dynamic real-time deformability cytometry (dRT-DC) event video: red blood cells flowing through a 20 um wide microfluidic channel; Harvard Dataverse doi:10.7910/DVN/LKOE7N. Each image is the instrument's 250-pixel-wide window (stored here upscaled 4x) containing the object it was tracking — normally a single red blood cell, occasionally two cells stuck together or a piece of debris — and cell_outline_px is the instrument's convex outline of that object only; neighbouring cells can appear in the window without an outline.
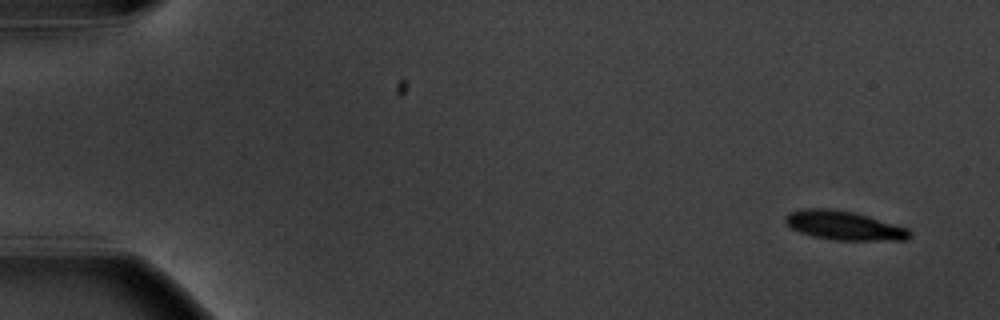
{"species": "common noctule bat (a hibernating species)", "species_latin": "Nyctalus noctula", "temperature_condition": "warm", "stored_images_in_passage": 5, "camera_frame_rate_fps": 3000, "um_per_image_px": 0.085, "animal": {"sex": "male", "body_mass_g": 20.1, "forearm_length_mm": 53.5}, "frame": {"image": 1, "passage_image": 1, "time_ms": 0.0, "image_size_px": [1000, 320], "cell_outline_px": [[912, 236], [908, 240], [836, 240], [812, 236], [800, 232], [792, 228], [784, 220], [788, 212], [804, 208], [832, 208], [852, 212], [868, 216], [908, 228], [912, 232]], "centroid_in_image_um": [71.76, 19.16], "position_along_channel_um": 13.2, "area_um2": 21.04}}
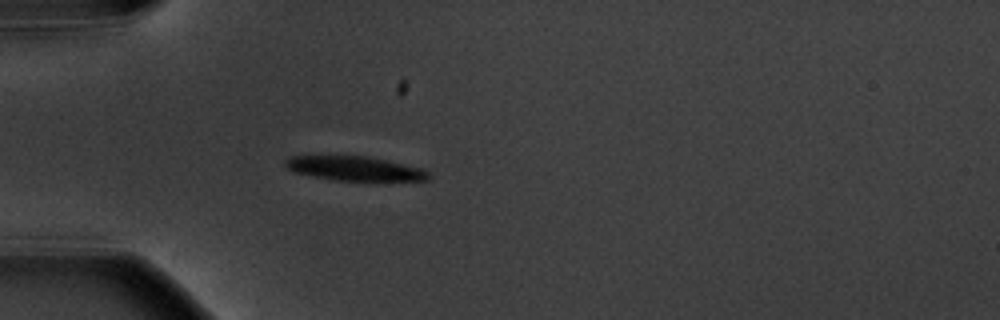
{"frame": {"image": 2, "passage_image": 5, "time_ms": 4.667, "image_size_px": [1000, 320], "cell_outline_px": [[432, 176], [428, 180], [336, 180], [312, 176], [292, 172], [284, 164], [284, 160], [288, 156], [308, 152], [336, 152], [368, 156], [388, 160], [424, 168]], "centroid_in_image_um": [29.98, 14.22], "position_along_channel_um": 55.0, "area_um2": 21.91}}